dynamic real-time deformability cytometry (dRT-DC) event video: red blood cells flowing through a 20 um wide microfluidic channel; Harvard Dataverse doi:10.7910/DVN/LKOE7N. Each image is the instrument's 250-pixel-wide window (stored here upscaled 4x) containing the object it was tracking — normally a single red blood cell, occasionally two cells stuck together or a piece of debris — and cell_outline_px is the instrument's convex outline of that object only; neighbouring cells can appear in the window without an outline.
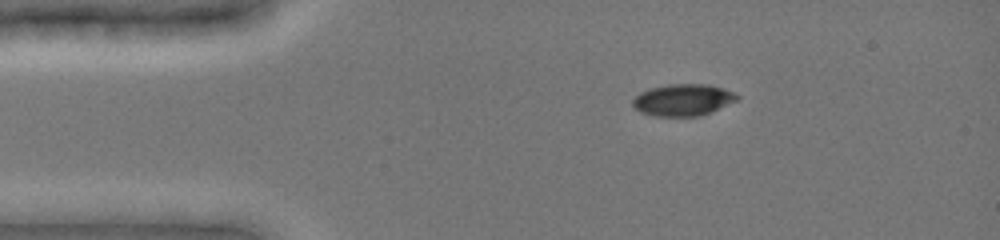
{"species": "common noctule bat (a hibernating species)", "species_latin": "Nyctalus noctula", "temperature_condition": "cold", "stored_images_in_passage": 5, "camera_frame_rate_fps": 3000, "um_per_image_px": 0.085, "animal": {"sex": "female", "body_mass_g": 19.0, "forearm_length_mm": 51.5}, "frame": {"image": 1, "passage_image": 3, "time_ms": 2.0, "image_size_px": [1000, 240], "cell_outline_px": [[740, 96], [736, 100], [712, 112], [700, 116], [656, 116], [640, 112], [632, 104], [632, 100], [640, 92], [648, 88], [668, 84], [708, 84], [724, 88]], "centroid_in_image_um": [58.04, 8.49], "position_along_channel_um": 27.0, "area_um2": 19.36}}